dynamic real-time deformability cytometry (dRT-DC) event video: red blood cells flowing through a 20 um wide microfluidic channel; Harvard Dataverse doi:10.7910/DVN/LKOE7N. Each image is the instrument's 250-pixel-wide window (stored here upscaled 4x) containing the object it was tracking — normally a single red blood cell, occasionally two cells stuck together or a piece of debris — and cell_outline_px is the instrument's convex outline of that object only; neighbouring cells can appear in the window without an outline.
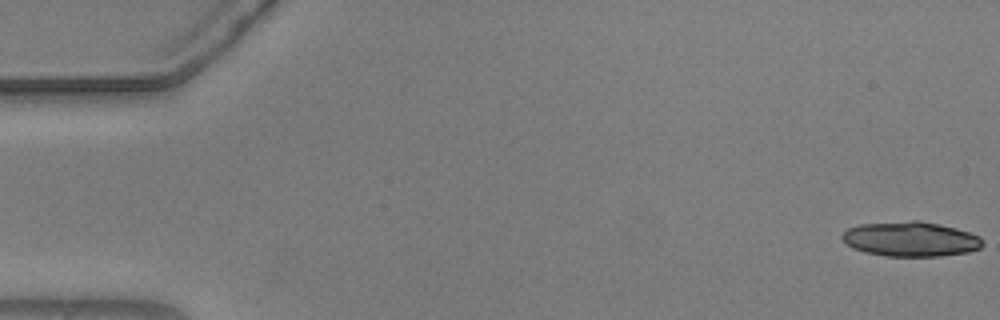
{"species": "common noctule bat (a hibernating species)", "species_latin": "Nyctalus noctula", "temperature_condition": "warm", "stored_images_in_passage": 17, "camera_frame_rate_fps": 3000, "um_per_image_px": 0.085, "animal": {"sex": "male", "body_mass_g": 20.5, "forearm_length_mm": 52.5}, "frame": {"image": 1, "passage_image": 1, "time_ms": 0.0, "image_size_px": [1000, 320], "cell_outline_px": [[984, 244], [980, 248], [968, 252], [940, 256], [884, 256], [864, 252], [852, 248], [840, 236], [848, 228], [860, 224], [912, 220], [920, 220], [940, 224], [956, 228], [980, 236], [984, 240]], "centroid_in_image_um": [77.42, 20.32], "position_along_channel_um": 7.6, "area_um2": 28.67}}